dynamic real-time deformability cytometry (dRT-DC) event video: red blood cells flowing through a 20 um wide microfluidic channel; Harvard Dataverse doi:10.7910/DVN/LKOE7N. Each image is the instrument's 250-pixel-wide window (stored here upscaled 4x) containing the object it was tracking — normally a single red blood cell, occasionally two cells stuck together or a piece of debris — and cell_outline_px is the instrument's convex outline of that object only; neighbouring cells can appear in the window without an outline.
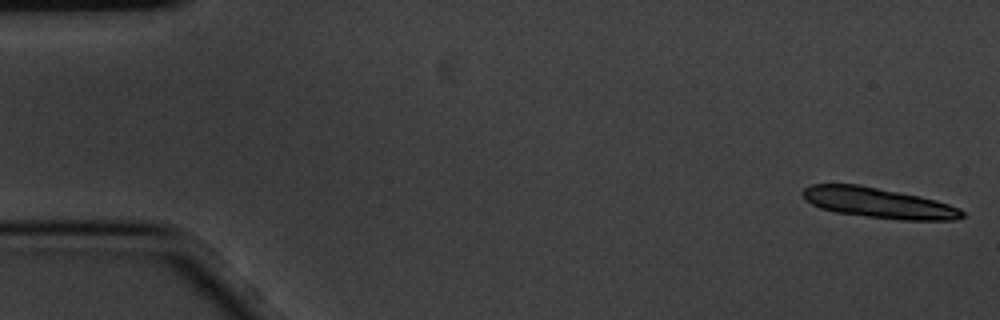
{"species": "common noctule bat (a hibernating species)", "species_latin": "Nyctalus noctula", "temperature_condition": "cold", "stored_images_in_passage": 3, "camera_frame_rate_fps": 3000, "um_per_image_px": 0.085, "animal": {"sex": "male", "body_mass_g": 20.1, "forearm_length_mm": 53.5}, "frame": {"image": 1, "passage_image": 1, "time_ms": 0.0, "image_size_px": [1000, 320], "cell_outline_px": [[964, 216], [956, 220], [900, 220], [836, 212], [820, 208], [804, 200], [800, 192], [804, 188], [812, 184], [860, 184], [920, 196], [936, 200], [960, 208], [964, 212]], "centroid_in_image_um": [74.65, 17.24], "position_along_channel_um": 10.3, "area_um2": 28.26}}